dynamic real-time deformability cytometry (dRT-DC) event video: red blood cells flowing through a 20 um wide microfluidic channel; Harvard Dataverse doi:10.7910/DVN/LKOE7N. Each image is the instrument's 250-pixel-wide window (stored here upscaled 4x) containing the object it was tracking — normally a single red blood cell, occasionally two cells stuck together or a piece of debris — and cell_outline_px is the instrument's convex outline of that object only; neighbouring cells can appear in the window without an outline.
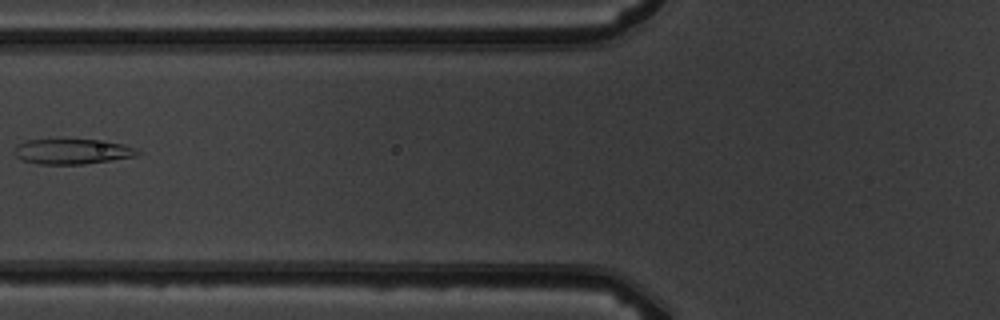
{"species": "common noctule bat (a hibernating species)", "species_latin": "Nyctalus noctula", "temperature_condition": "warm", "stored_images_in_passage": 7, "camera_frame_rate_fps": 3000, "um_per_image_px": 0.085, "animal": {"sex": "male", "body_mass_g": 19.5, "forearm_length_mm": 54.6}, "frame": {"image": 1, "passage_image": 7, "time_ms": 7.0, "image_size_px": [1000, 320], "cell_outline_px": [[144, 152], [136, 156], [84, 164], [40, 164], [24, 160], [16, 156], [12, 152], [16, 144], [28, 140], [96, 140], [120, 144], [136, 148]], "centroid_in_image_um": [6.13, 12.88], "position_along_channel_um": 119.7, "area_um2": 17.92}}